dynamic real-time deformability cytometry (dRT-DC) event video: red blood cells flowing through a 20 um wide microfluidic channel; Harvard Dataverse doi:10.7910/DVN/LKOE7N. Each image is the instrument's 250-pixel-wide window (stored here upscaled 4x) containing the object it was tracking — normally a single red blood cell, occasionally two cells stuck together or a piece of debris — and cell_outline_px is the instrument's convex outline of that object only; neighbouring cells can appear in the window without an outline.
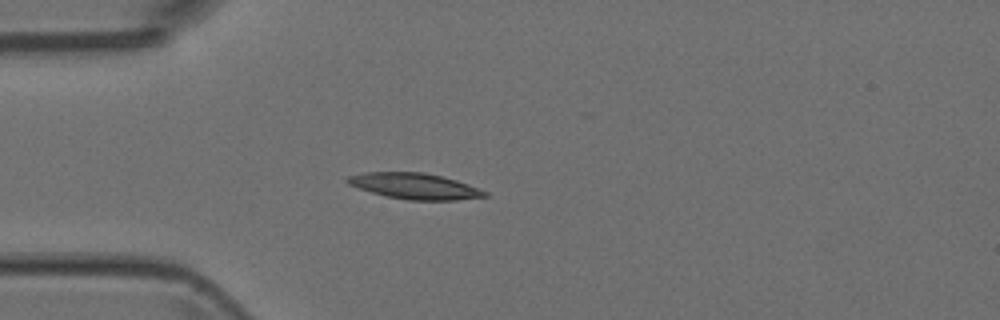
{"species": "Egyptian fruit bat (a non-hibernating species)", "species_latin": "Rousettus aegyptiacus", "temperature_condition": "room temperature", "stored_images_in_passage": 4, "camera_frame_rate_fps": 3000, "um_per_image_px": 0.085, "animal": {"sex": "female"}, "frame": {"image": 1, "passage_image": 3, "time_ms": 0.667, "image_size_px": [1000, 320], "cell_outline_px": [[488, 196], [456, 200], [408, 200], [388, 196], [372, 192], [348, 184], [344, 180], [348, 176], [368, 172], [424, 172], [456, 180], [468, 184], [488, 192]], "centroid_in_image_um": [35.26, 15.82], "position_along_channel_um": 49.7, "area_um2": 20.52}}